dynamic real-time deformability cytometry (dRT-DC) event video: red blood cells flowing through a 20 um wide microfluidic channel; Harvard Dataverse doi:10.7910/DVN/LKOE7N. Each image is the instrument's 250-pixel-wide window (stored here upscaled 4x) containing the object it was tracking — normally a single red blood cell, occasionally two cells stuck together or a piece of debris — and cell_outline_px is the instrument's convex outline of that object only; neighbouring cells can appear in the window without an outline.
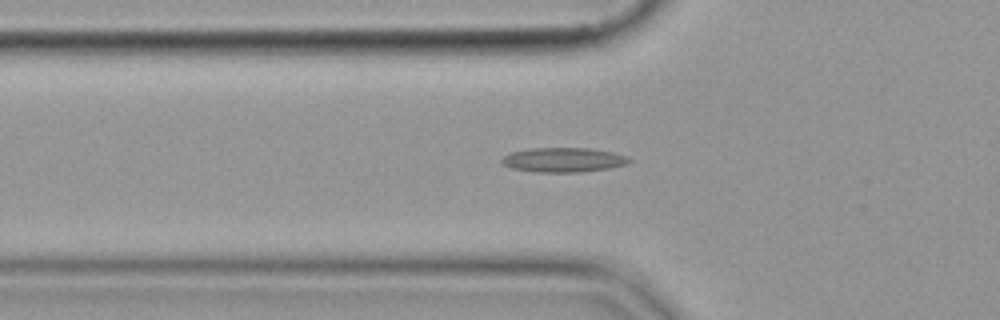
{"species": "common noctule bat (a hibernating species)", "species_latin": "Nyctalus noctula", "temperature_condition": "cold", "stored_images_in_passage": 48, "camera_frame_rate_fps": 3000, "um_per_image_px": 0.085, "animal": {"sex": "female", "body_mass_g": 19.9}, "frame": {"image": 1, "passage_image": 17, "time_ms": 5.333, "image_size_px": [1000, 320], "cell_outline_px": [[632, 160], [628, 164], [608, 168], [580, 172], [536, 172], [512, 168], [504, 164], [500, 160], [504, 156], [512, 152], [532, 148], [592, 148], [612, 152], [628, 156]], "centroid_in_image_um": [47.93, 13.58], "position_along_channel_um": 77.9, "area_um2": 18.15}}
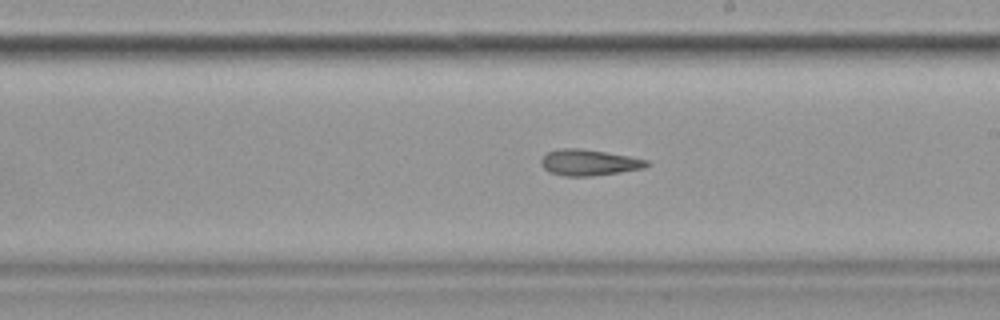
{"frame": {"image": 2, "passage_image": 30, "time_ms": 9.667, "image_size_px": [1000, 320], "cell_outline_px": [[652, 164], [644, 168], [620, 172], [592, 176], [564, 176], [548, 172], [540, 164], [540, 160], [548, 152], [560, 148], [580, 148], [628, 156], [648, 160]], "centroid_in_image_um": [50.05, 13.82], "position_along_channel_um": 238.9, "area_um2": 16.07}}
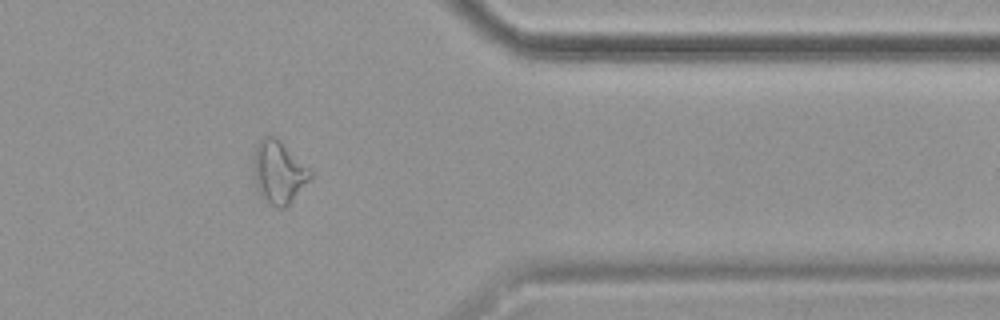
{"frame": {"image": 3, "passage_image": 43, "time_ms": 14.0, "image_size_px": [1000, 320], "cell_outline_px": [[312, 176], [288, 204], [284, 208], [276, 208], [260, 196], [256, 188], [252, 168], [256, 144], [264, 136], [276, 136], [312, 172]], "centroid_in_image_um": [23.63, 14.62], "position_along_channel_um": 387.8, "area_um2": 20.52}}